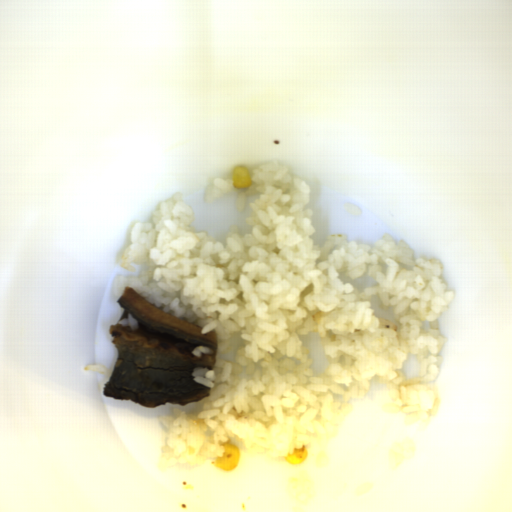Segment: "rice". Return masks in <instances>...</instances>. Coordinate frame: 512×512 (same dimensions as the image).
I'll use <instances>...</instances> for the list:
<instances>
[{
    "mask_svg": "<svg viewBox=\"0 0 512 512\" xmlns=\"http://www.w3.org/2000/svg\"><path fill=\"white\" fill-rule=\"evenodd\" d=\"M239 190L214 178L207 205L232 191L251 232L237 225L225 243L193 228V209L181 192L163 201L148 221L135 223L110 298L126 287L171 316L217 334L212 370L195 367L194 382L209 394L172 416H158L160 461L204 469L225 455V442L242 440L243 456L284 459L295 448L334 438L354 400H364L378 376L386 410L418 422L437 414L435 388L446 344L438 316L454 298L442 263L415 258L405 241L385 233L373 249L338 233L315 244L311 187L272 160ZM367 277L364 291L344 281ZM317 332L326 366L309 367L301 335Z\"/></svg>",
    "mask_w": 512,
    "mask_h": 512,
    "instance_id": "rice-1",
    "label": "rice"
},
{
    "mask_svg": "<svg viewBox=\"0 0 512 512\" xmlns=\"http://www.w3.org/2000/svg\"><path fill=\"white\" fill-rule=\"evenodd\" d=\"M117 325H120L121 328H129L133 332H139L138 321L130 312L127 313V317L121 319Z\"/></svg>",
    "mask_w": 512,
    "mask_h": 512,
    "instance_id": "rice-2",
    "label": "rice"
},
{
    "mask_svg": "<svg viewBox=\"0 0 512 512\" xmlns=\"http://www.w3.org/2000/svg\"><path fill=\"white\" fill-rule=\"evenodd\" d=\"M192 355L197 356L198 358L201 357V354H213V350L209 347H203V346H196L191 350Z\"/></svg>",
    "mask_w": 512,
    "mask_h": 512,
    "instance_id": "rice-3",
    "label": "rice"
}]
</instances>
